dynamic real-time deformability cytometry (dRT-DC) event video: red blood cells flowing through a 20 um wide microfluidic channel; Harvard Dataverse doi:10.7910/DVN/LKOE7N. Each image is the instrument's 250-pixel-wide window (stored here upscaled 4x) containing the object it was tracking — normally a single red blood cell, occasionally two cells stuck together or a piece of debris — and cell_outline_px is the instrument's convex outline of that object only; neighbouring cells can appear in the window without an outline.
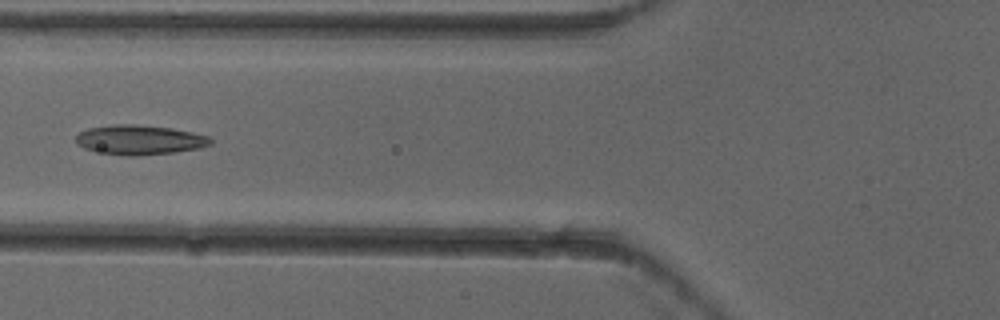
{"species": "common noctule bat (a hibernating species)", "species_latin": "Nyctalus noctula", "temperature_condition": "cold", "stored_images_in_passage": 5, "camera_frame_rate_fps": 3000, "um_per_image_px": 0.085, "animal": {"sex": "female"}, "frame": {"image": 1, "passage_image": 4, "time_ms": 1.0, "image_size_px": [1000, 320], "cell_outline_px": [[212, 144], [200, 148], [176, 152], [136, 156], [128, 156], [104, 152], [84, 148], [76, 144], [76, 136], [80, 132], [88, 128], [112, 124], [132, 124], [172, 128], [192, 132], [208, 136], [212, 140]], "centroid_in_image_um": [11.88, 11.88], "position_along_channel_um": 113.9, "area_um2": 23.18}}
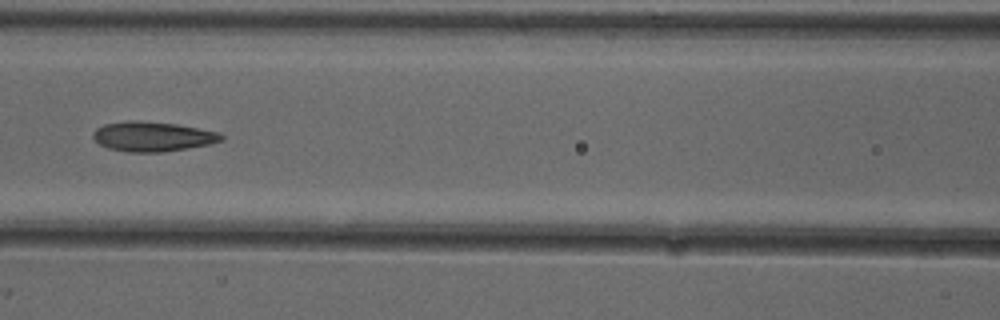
{"frame": {"image": 2, "passage_image": 5, "time_ms": 1.333, "image_size_px": [1000, 320], "cell_outline_px": [[224, 140], [208, 144], [188, 148], [160, 152], [128, 152], [108, 148], [100, 144], [92, 136], [92, 132], [96, 128], [104, 124], [124, 120], [136, 120], [176, 124], [220, 132], [224, 136]], "centroid_in_image_um": [12.96, 11.59], "position_along_channel_um": 153.6, "area_um2": 22.31}}